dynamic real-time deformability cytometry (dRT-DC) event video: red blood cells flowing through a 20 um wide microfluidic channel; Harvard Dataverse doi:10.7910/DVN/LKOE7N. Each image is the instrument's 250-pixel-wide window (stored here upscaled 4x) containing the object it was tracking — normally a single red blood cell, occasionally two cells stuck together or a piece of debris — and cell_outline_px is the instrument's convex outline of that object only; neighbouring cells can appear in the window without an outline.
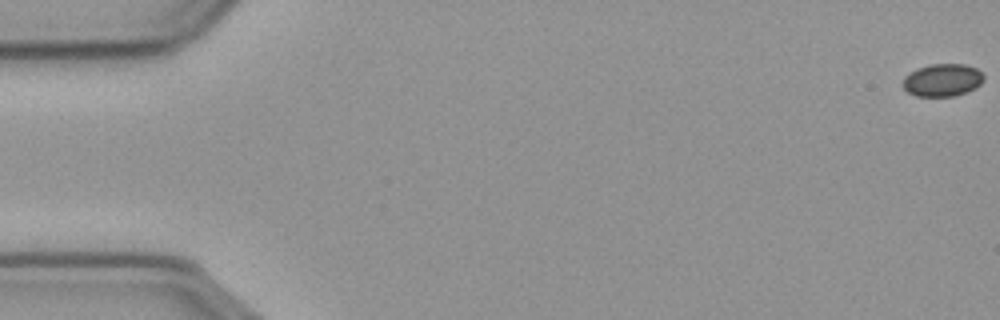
{"species": "common noctule bat (a hibernating species)", "species_latin": "Nyctalus noctula", "temperature_condition": "cold", "stored_images_in_passage": 58, "camera_frame_rate_fps": 3000, "um_per_image_px": 0.085, "animal": {"sex": "male", "body_mass_g": 23.1, "forearm_length_mm": 52.7}, "frame": {"image": 1, "passage_image": 1, "time_ms": 0.0, "image_size_px": [1000, 320], "cell_outline_px": [[984, 80], [976, 88], [968, 92], [952, 96], [916, 96], [908, 92], [904, 88], [904, 76], [916, 68], [928, 64], [964, 64], [976, 68], [984, 76]], "centroid_in_image_um": [80.12, 6.8], "position_along_channel_um": 4.9, "area_um2": 15.43}}
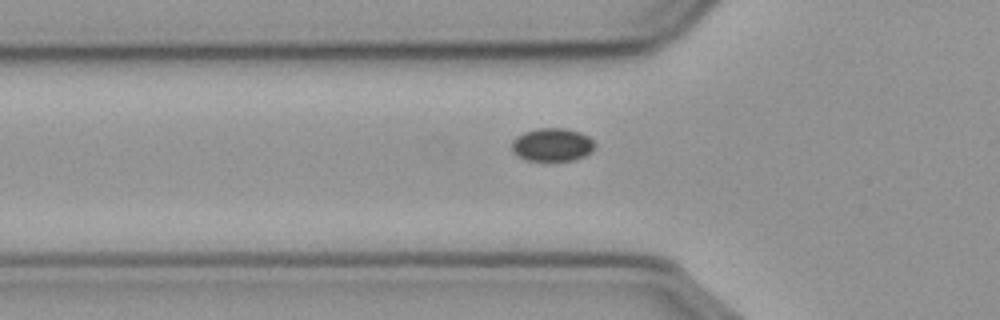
{"frame": {"image": 2, "passage_image": 20, "time_ms": 6.333, "image_size_px": [1000, 320], "cell_outline_px": [[596, 148], [592, 152], [584, 156], [572, 160], [528, 160], [520, 156], [512, 148], [512, 140], [516, 136], [524, 132], [540, 128], [564, 128], [580, 132], [588, 136], [596, 144]], "centroid_in_image_um": [46.99, 12.28], "position_along_channel_um": 78.8, "area_um2": 15.9}}
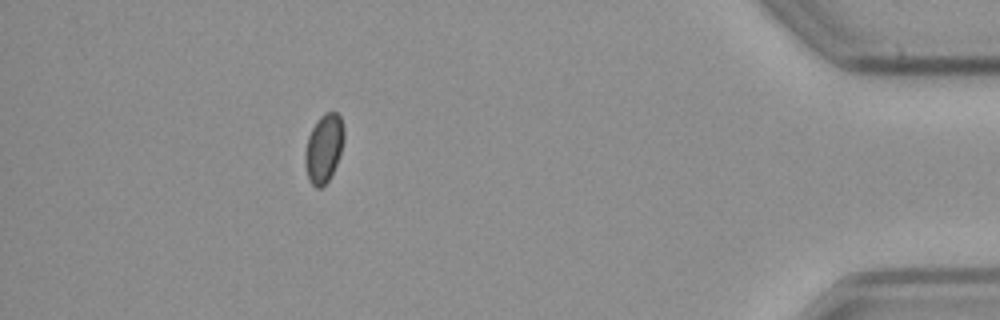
{"frame": {"image": 3, "passage_image": 52, "time_ms": 17.0, "image_size_px": [1000, 320], "cell_outline_px": [[344, 140], [340, 156], [328, 180], [320, 188], [316, 188], [308, 180], [304, 164], [304, 156], [308, 136], [316, 120], [324, 112], [336, 112], [340, 116], [344, 128]], "centroid_in_image_um": [27.52, 12.59], "position_along_channel_um": 407.7, "area_um2": 15.66}}